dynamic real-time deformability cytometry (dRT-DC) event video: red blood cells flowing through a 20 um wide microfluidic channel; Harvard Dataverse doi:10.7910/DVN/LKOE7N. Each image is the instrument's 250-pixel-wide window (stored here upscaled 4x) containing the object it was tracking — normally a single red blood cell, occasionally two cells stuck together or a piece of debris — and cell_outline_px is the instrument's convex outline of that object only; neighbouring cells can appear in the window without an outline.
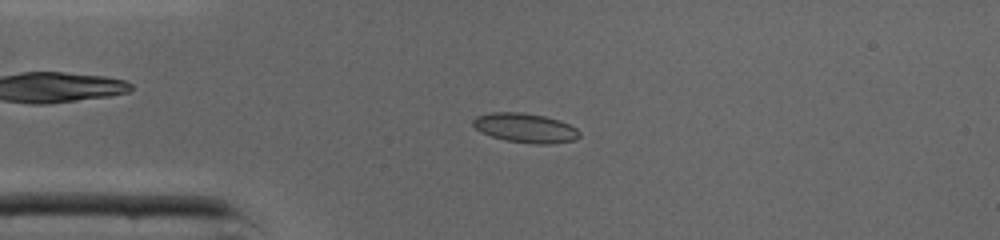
{"species": "common noctule bat (a hibernating species)", "species_latin": "Nyctalus noctula", "temperature_condition": "cold", "stored_images_in_passage": 40, "camera_frame_rate_fps": 3000, "um_per_image_px": 0.085, "animal": {"sex": "male", "body_mass_g": 19.0, "forearm_length_mm": 50.8}, "frame": {"image": 1, "passage_image": 5, "time_ms": 1.333, "image_size_px": [1000, 240], "cell_outline_px": [[580, 136], [576, 140], [548, 144], [536, 144], [504, 140], [492, 136], [476, 128], [472, 124], [472, 120], [476, 116], [492, 112], [520, 112], [544, 116], [560, 120], [576, 128], [580, 132]], "centroid_in_image_um": [44.67, 10.87], "position_along_channel_um": 40.3, "area_um2": 18.15}}
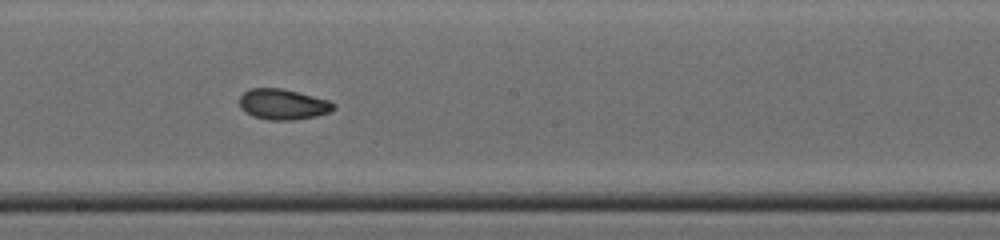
{"frame": {"image": 2, "passage_image": 19, "time_ms": 6.0, "image_size_px": [1000, 240], "cell_outline_px": [[336, 108], [332, 112], [316, 116], [292, 120], [268, 120], [252, 116], [240, 108], [240, 96], [244, 92], [252, 88], [280, 88], [328, 100], [336, 104]], "centroid_in_image_um": [24.06, 8.88], "position_along_channel_um": 224.1, "area_um2": 16.76}}
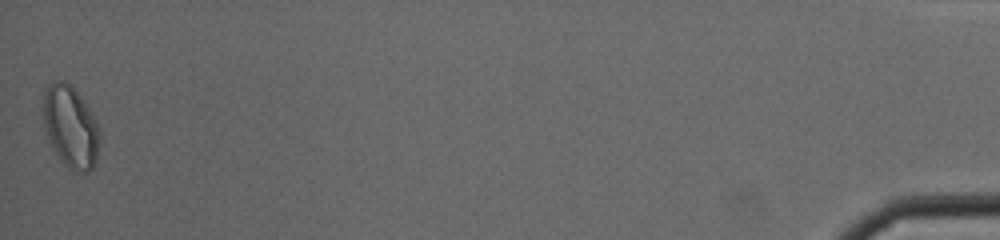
{"frame": {"image": 3, "passage_image": 40, "time_ms": 13.0, "image_size_px": [1000, 240], "cell_outline_px": [[100, 136], [96, 160], [92, 168], [88, 172], [76, 172], [68, 168], [60, 160], [52, 148], [48, 140], [44, 128], [40, 108], [40, 104], [44, 92], [52, 80], [64, 80], [84, 100], [100, 128]], "centroid_in_image_um": [5.95, 10.77], "position_along_channel_um": 429.3, "area_um2": 27.57}, "authors_computed_cell_mechanics": {"area_um2": 17.0221, "velocity_mm_per_s": 4.3546, "shape_relaxation_time_tau1_ms": 2.8296, "shape_relaxation_time_tau2_ms": 1.7035, "deformation_change_tau1": 0.1175, "deformation_change_tau2": 0.0643}}